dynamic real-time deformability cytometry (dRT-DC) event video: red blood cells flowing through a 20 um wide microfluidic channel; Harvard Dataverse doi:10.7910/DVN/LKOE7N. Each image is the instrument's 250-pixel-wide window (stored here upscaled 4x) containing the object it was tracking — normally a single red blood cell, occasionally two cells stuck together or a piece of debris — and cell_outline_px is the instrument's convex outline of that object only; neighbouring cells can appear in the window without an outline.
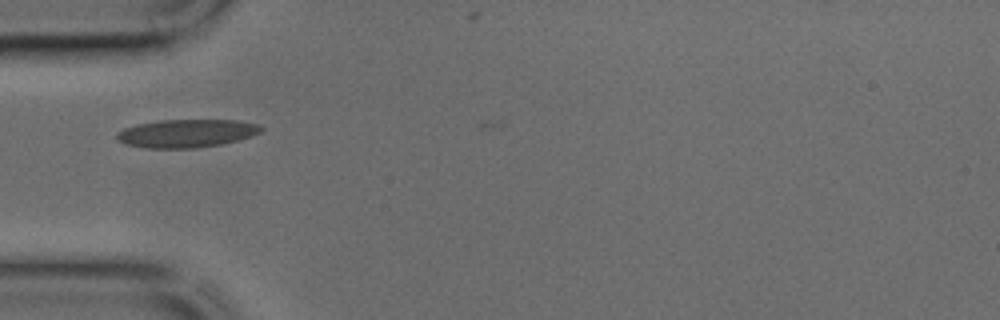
{"species": "common noctule bat (a hibernating species)", "species_latin": "Nyctalus noctula", "temperature_condition": "cold", "stored_images_in_passage": 35, "camera_frame_rate_fps": 3000, "um_per_image_px": 0.085, "animal": {"sex": "male", "body_mass_g": 17.9, "forearm_length_mm": 54.2}, "frame": {"image": 1, "passage_image": 10, "time_ms": 3.0, "image_size_px": [1000, 320], "cell_outline_px": [[264, 128], [260, 132], [252, 136], [240, 140], [224, 144], [196, 148], [144, 148], [124, 144], [116, 140], [116, 132], [124, 128], [136, 124], [160, 120], [236, 120], [260, 124]], "centroid_in_image_um": [15.85, 11.34], "position_along_channel_um": 69.1, "area_um2": 24.04}}
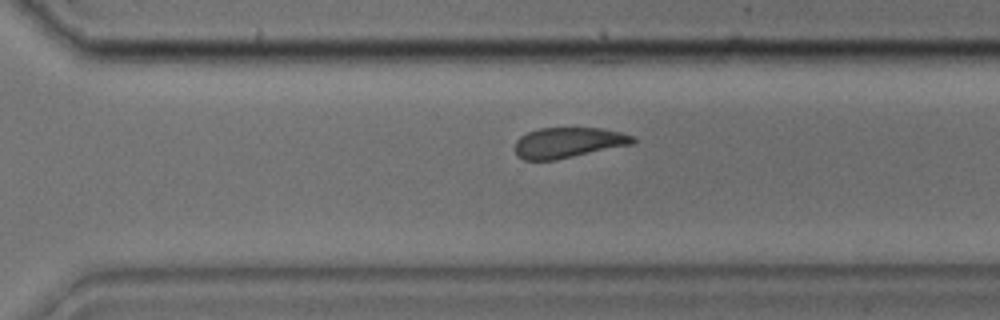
{"frame": {"image": 2, "passage_image": 27, "time_ms": 8.667, "image_size_px": [1000, 320], "cell_outline_px": [[636, 140], [632, 144], [556, 160], [524, 160], [516, 156], [512, 148], [516, 140], [520, 136], [528, 132], [540, 128], [604, 128], [636, 136]], "centroid_in_image_um": [48.26, 12.12], "position_along_channel_um": 322.3, "area_um2": 21.21}}
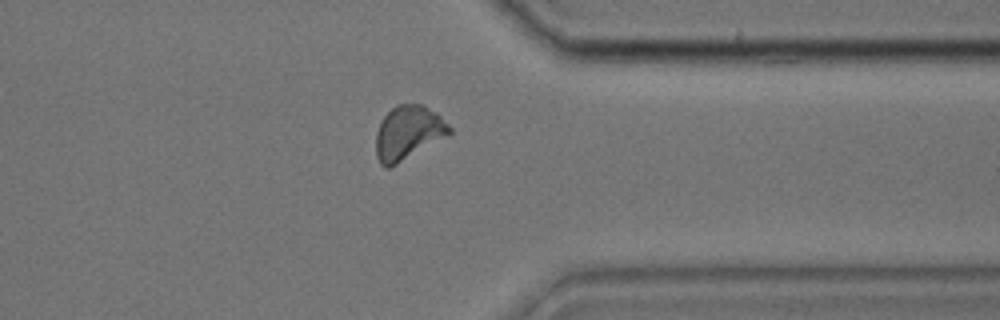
{"frame": {"image": 3, "passage_image": 31, "time_ms": 10.0, "image_size_px": [1000, 320], "cell_outline_px": [[452, 132], [396, 164], [388, 168], [384, 168], [380, 164], [376, 156], [376, 132], [380, 120], [396, 104], [420, 104], [428, 108], [440, 116], [452, 128]], "centroid_in_image_um": [34.64, 11.27], "position_along_channel_um": 376.8, "area_um2": 22.72}}